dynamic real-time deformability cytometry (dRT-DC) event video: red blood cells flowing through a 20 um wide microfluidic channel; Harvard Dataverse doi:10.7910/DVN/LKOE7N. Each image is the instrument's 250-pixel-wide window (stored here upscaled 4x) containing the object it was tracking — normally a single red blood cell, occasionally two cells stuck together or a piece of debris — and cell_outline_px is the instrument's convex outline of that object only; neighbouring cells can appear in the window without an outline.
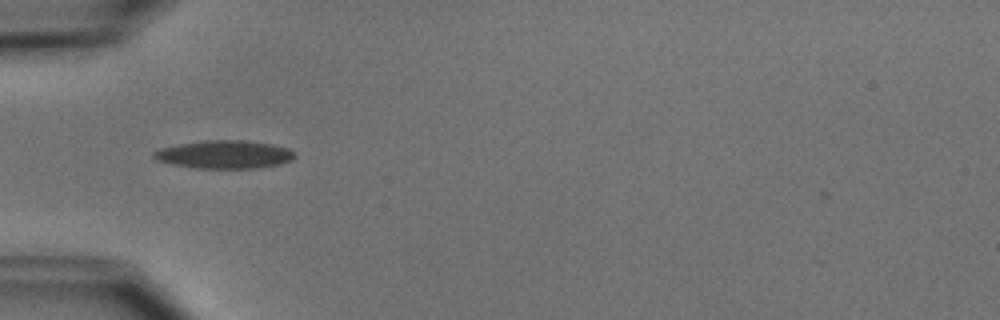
{"species": "common noctule bat (a hibernating species)", "species_latin": "Nyctalus noctula", "temperature_condition": "cold", "stored_images_in_passage": 2, "camera_frame_rate_fps": 3000, "um_per_image_px": 0.085, "animal": {"sex": "male", "body_mass_g": 15.6}, "frame": {"image": 1, "passage_image": 2, "time_ms": 1.333, "image_size_px": [1000, 320], "cell_outline_px": [[296, 156], [292, 160], [280, 164], [256, 168], [196, 168], [172, 164], [156, 160], [152, 156], [152, 152], [160, 148], [180, 144], [204, 140], [244, 140], [272, 144], [288, 148], [296, 152]], "centroid_in_image_um": [19.09, 13.13], "position_along_channel_um": 65.9, "area_um2": 23.18}}